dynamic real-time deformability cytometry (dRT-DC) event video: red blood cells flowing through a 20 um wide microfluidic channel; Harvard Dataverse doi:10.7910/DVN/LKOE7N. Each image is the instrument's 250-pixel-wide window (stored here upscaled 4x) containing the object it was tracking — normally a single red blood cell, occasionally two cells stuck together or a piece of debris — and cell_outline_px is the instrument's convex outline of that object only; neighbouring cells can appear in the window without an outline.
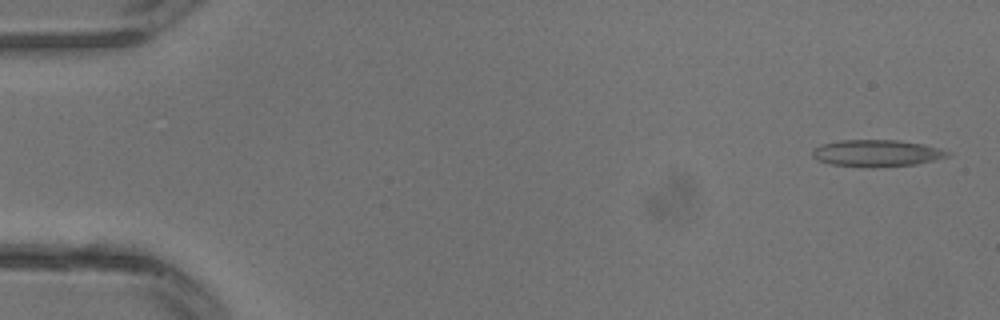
{"species": "common noctule bat (a hibernating species)", "species_latin": "Nyctalus noctula", "temperature_condition": "warm", "stored_images_in_passage": 10, "camera_frame_rate_fps": 3000, "um_per_image_px": 0.085, "animal": {"sex": "male", "body_mass_g": 13.3}, "frame": {"image": 1, "passage_image": 1, "time_ms": 0.0, "image_size_px": [1000, 320], "cell_outline_px": [[948, 156], [916, 164], [876, 168], [872, 168], [832, 164], [816, 160], [812, 156], [812, 148], [820, 144], [840, 140], [900, 140], [924, 144], [940, 148], [948, 152]], "centroid_in_image_um": [74.46, 13.02], "position_along_channel_um": 10.5, "area_um2": 21.27}}
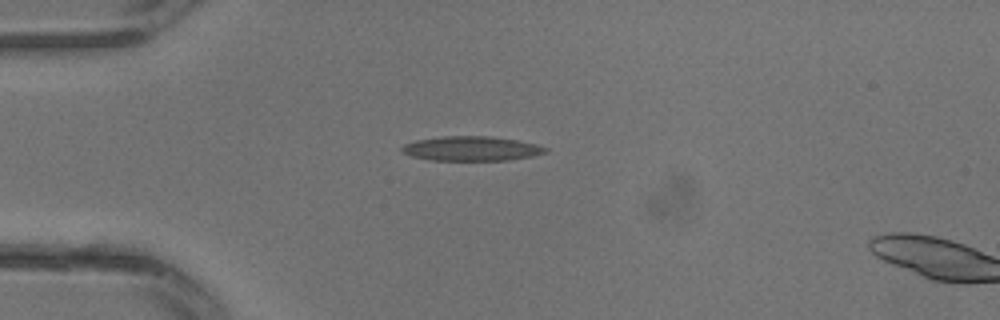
{"frame": {"image": 2, "passage_image": 8, "time_ms": 2.333, "image_size_px": [1000, 320], "cell_outline_px": [[548, 152], [532, 156], [508, 160], [432, 160], [412, 156], [404, 152], [400, 148], [404, 144], [416, 140], [444, 136], [488, 136], [516, 140], [536, 144], [548, 148]], "centroid_in_image_um": [40.09, 12.63], "position_along_channel_um": 44.9, "area_um2": 20.35}}